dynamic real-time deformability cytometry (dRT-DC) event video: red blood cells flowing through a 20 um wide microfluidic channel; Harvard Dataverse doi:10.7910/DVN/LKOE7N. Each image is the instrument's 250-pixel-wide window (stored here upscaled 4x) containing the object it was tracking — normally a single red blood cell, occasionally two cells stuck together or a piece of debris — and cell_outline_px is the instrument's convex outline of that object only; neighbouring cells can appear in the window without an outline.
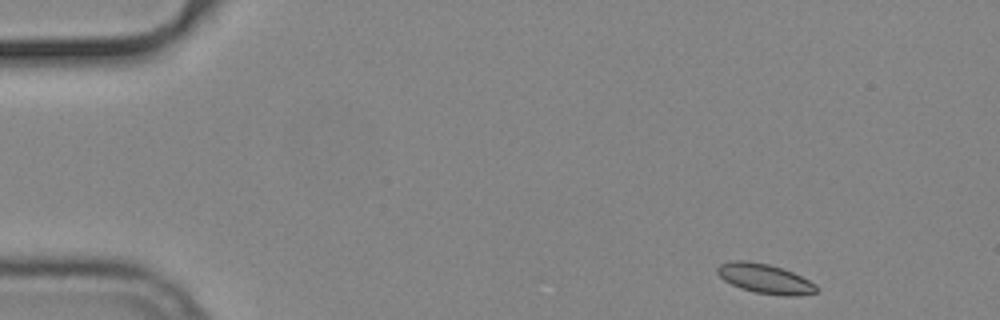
{"species": "common noctule bat (a hibernating species)", "species_latin": "Nyctalus noctula", "temperature_condition": "cold", "stored_images_in_passage": 51, "camera_frame_rate_fps": 3000, "um_per_image_px": 0.085, "animal": {"sex": "male", "body_mass_g": 19.2, "forearm_length_mm": 51.8}, "frame": {"image": 1, "passage_image": 1, "time_ms": 0.0, "image_size_px": [1000, 320], "cell_outline_px": [[820, 288], [816, 292], [796, 296], [784, 296], [756, 292], [740, 288], [724, 280], [716, 272], [716, 268], [720, 264], [732, 260], [748, 260], [768, 264], [784, 268], [816, 284]], "centroid_in_image_um": [65.02, 23.67], "position_along_channel_um": 20.0, "area_um2": 17.17}}
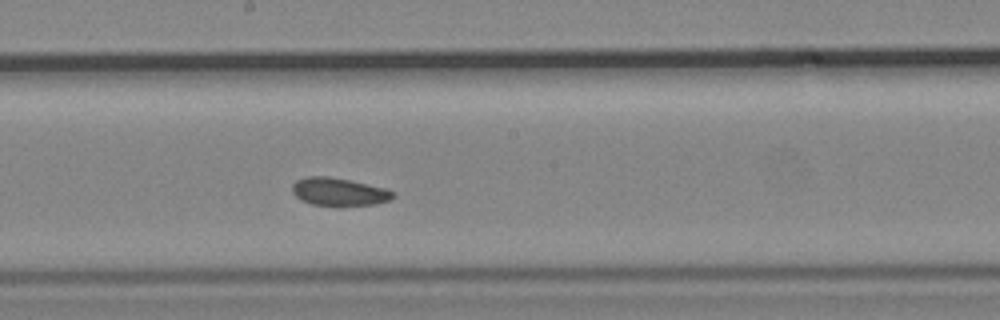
{"frame": {"image": 2, "passage_image": 25, "time_ms": 8.0, "image_size_px": [1000, 320], "cell_outline_px": [[396, 196], [392, 200], [376, 204], [336, 208], [312, 204], [300, 200], [292, 192], [292, 184], [296, 180], [308, 176], [328, 176], [348, 180], [384, 188], [392, 192]], "centroid_in_image_um": [28.8, 16.35], "position_along_channel_um": 219.4, "area_um2": 16.88}}
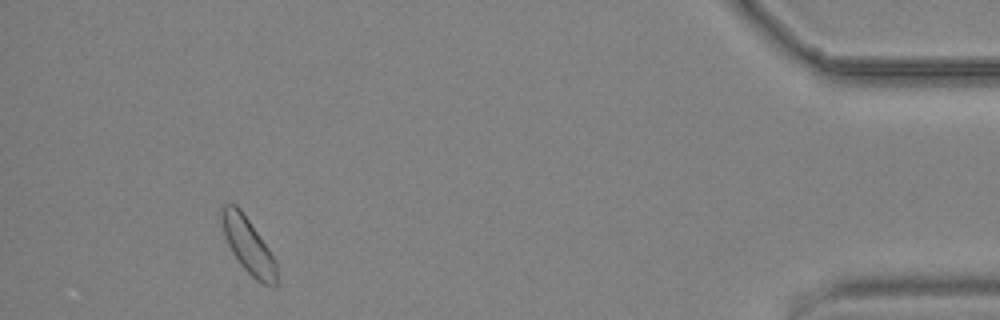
{"frame": {"image": 3, "passage_image": 46, "time_ms": 15.0, "image_size_px": [1000, 320], "cell_outline_px": [[276, 284], [264, 284], [256, 280], [240, 264], [232, 252], [228, 244], [224, 232], [220, 216], [220, 212], [224, 204], [236, 204], [240, 208], [268, 248], [276, 260]], "centroid_in_image_um": [21.07, 20.83], "position_along_channel_um": 414.1, "area_um2": 17.34}, "authors_computed_cell_mechanics": {"area_um2": 16.8776, "velocity_mm_per_s": 3.7173, "shape_relaxation_time_tau1_ms": null, "shape_relaxation_time_tau2_ms": 3.238, "deformation_change_tau1": null, "deformation_change_tau2": 0.0683}}